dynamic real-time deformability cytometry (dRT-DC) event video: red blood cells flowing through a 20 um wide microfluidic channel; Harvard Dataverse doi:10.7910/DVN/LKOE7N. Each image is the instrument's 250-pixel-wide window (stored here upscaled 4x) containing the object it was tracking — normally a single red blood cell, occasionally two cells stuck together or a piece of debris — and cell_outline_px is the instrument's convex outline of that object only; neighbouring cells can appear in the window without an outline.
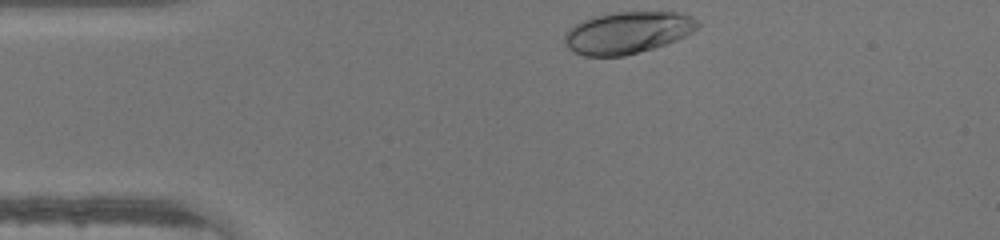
{"species": "human", "species_latin": "Homo sapiens", "temperature_condition": "warm", "stored_images_in_passage": 29, "camera_frame_rate_fps": 3000, "um_per_image_px": 0.085, "donor": {"sex": "male"}, "frame": {"image": 1, "passage_image": 1, "time_ms": 0.0, "image_size_px": [1000, 240], "cell_outline_px": [[700, 24], [692, 32], [676, 40], [652, 48], [624, 56], [584, 56], [568, 48], [564, 44], [564, 32], [568, 28], [592, 16], [616, 12], [676, 12], [692, 16]], "centroid_in_image_um": [53.3, 2.77], "position_along_channel_um": 31.7, "area_um2": 32.37}}
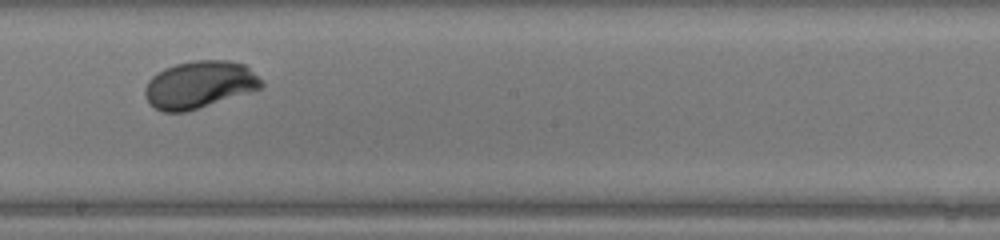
{"frame": {"image": 2, "passage_image": 18, "time_ms": 5.667, "image_size_px": [1000, 240], "cell_outline_px": [[264, 84], [260, 88], [248, 92], [184, 112], [164, 112], [148, 104], [144, 96], [144, 88], [148, 80], [156, 72], [164, 68], [176, 64], [196, 60], [224, 60], [244, 64]], "centroid_in_image_um": [16.86, 7.19], "position_along_channel_um": 231.3, "area_um2": 31.67}}
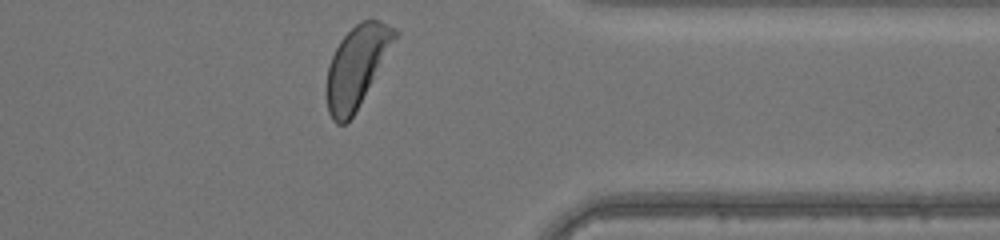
{"frame": {"image": 3, "passage_image": 29, "time_ms": 9.333, "image_size_px": [1000, 240], "cell_outline_px": [[400, 36], [352, 116], [344, 124], [336, 124], [332, 120], [328, 112], [328, 64], [340, 40], [356, 24], [364, 20], [380, 20], [396, 28], [400, 32]], "centroid_in_image_um": [30.38, 5.6], "position_along_channel_um": 381.0, "area_um2": 31.91}}